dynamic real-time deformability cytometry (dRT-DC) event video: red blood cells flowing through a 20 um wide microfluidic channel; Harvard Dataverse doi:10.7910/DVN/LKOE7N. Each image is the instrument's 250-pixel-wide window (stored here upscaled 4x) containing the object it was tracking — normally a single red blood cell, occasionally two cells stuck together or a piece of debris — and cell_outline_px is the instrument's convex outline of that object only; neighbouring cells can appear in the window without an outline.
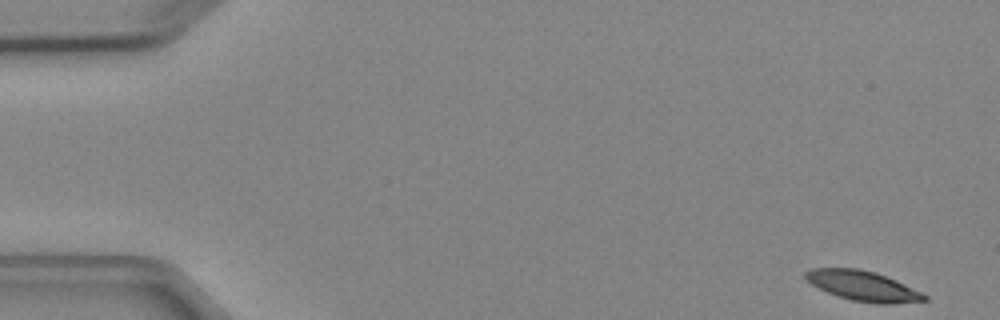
{"species": "Egyptian fruit bat (a non-hibernating species)", "species_latin": "Rousettus aegyptiacus", "temperature_condition": "cold", "stored_images_in_passage": 6, "camera_frame_rate_fps": 3000, "um_per_image_px": 0.085, "animal": {"sex": "female"}, "frame": {"image": 1, "passage_image": 1, "time_ms": 0.0, "image_size_px": [1000, 320], "cell_outline_px": [[928, 300], [892, 304], [876, 304], [852, 300], [836, 296], [812, 284], [804, 276], [804, 272], [812, 268], [860, 268], [876, 272], [896, 280], [928, 296]], "centroid_in_image_um": [73.35, 24.3], "position_along_channel_um": 11.6, "area_um2": 20.75}}
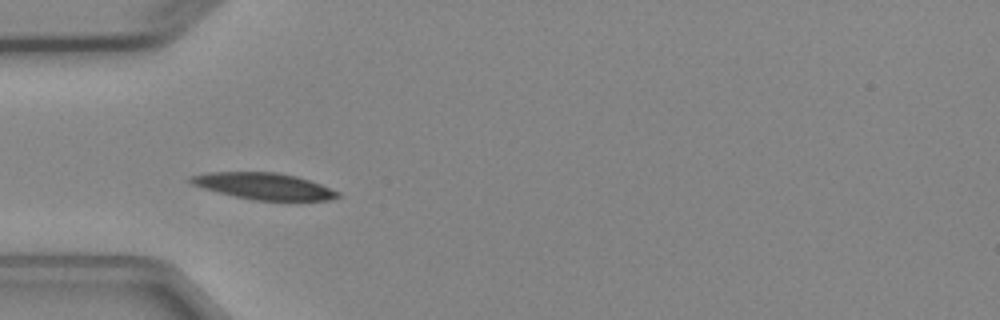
{"frame": {"image": 2, "passage_image": 5, "time_ms": 4.667, "image_size_px": [1000, 320], "cell_outline_px": [[340, 196], [328, 200], [252, 200], [204, 188], [192, 184], [188, 180], [188, 176], [208, 172], [276, 172], [296, 176], [320, 184], [340, 192]], "centroid_in_image_um": [22.41, 15.81], "position_along_channel_um": 62.6, "area_um2": 22.48}}